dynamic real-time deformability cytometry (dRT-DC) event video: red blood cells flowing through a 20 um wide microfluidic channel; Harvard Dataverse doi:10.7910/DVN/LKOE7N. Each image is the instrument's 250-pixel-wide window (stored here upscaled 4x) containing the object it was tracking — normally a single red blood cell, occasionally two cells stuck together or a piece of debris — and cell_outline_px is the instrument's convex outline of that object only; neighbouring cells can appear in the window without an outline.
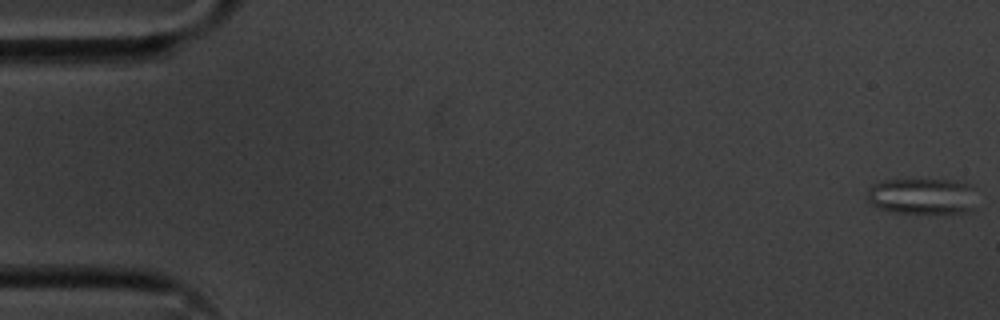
{"species": "common noctule bat (a hibernating species)", "species_latin": "Nyctalus noctula", "temperature_condition": "cold", "stored_images_in_passage": 56, "camera_frame_rate_fps": 3000, "um_per_image_px": 0.085, "animal": {"sex": "male", "body_mass_g": 20.1, "forearm_length_mm": 53.5}, "frame": {"image": 1, "passage_image": 1, "time_ms": 0.0, "image_size_px": [1000, 320], "cell_outline_px": [[976, 188], [972, 208], [964, 212], [892, 212], [880, 208], [872, 204], [868, 200], [868, 188], [872, 184], [884, 180], [952, 180], [972, 184]], "centroid_in_image_um": [78.39, 16.65], "position_along_channel_um": 6.6, "area_um2": 22.83}}
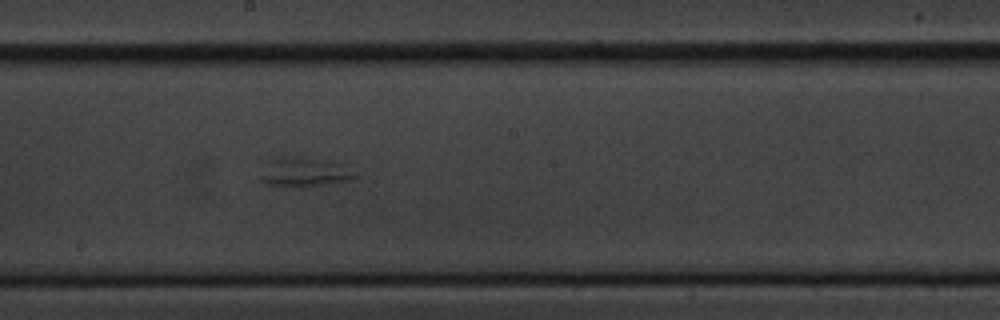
{"frame": {"image": 2, "passage_image": 31, "time_ms": 10.0, "image_size_px": [1000, 320], "cell_outline_px": [[356, 176], [348, 180], [320, 184], [268, 184], [260, 180], [260, 176], [264, 160], [280, 156], [304, 156], [340, 164]], "centroid_in_image_um": [25.71, 14.55], "position_along_channel_um": 222.5, "area_um2": 15.32}}
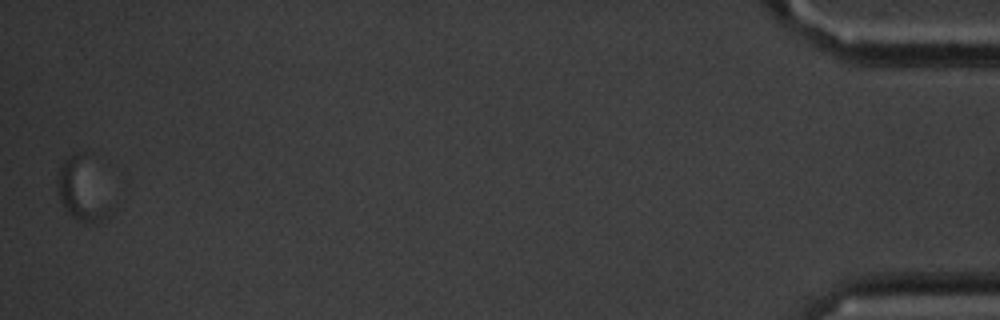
{"frame": {"image": 3, "passage_image": 56, "time_ms": 18.333, "image_size_px": [1000, 320], "cell_outline_px": [[116, 212], [96, 224], [92, 224], [80, 220], [72, 216], [68, 212], [60, 200], [60, 168], [64, 160], [72, 152], [84, 152], [116, 208]], "centroid_in_image_um": [7.12, 16.19], "position_along_channel_um": 428.1, "area_um2": 19.36}}